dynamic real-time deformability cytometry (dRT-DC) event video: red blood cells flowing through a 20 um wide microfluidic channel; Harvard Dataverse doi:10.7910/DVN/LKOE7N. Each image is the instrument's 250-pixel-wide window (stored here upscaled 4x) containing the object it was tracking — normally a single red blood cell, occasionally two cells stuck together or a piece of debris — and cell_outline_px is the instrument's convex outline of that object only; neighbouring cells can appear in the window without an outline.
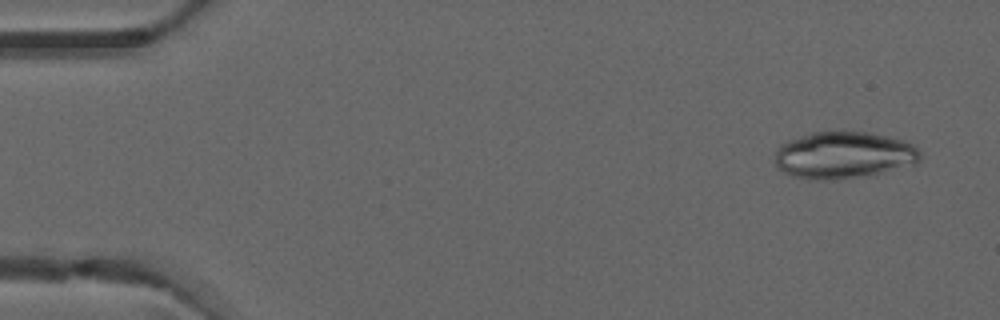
{"species": "common noctule bat (a hibernating species)", "species_latin": "Nyctalus noctula", "temperature_condition": "warm", "stored_images_in_passage": 6, "camera_frame_rate_fps": 3000, "um_per_image_px": 0.085, "animal": {"sex": "male", "forearm_length_mm": 52.5}, "frame": {"image": 1, "passage_image": 1, "time_ms": 0.0, "image_size_px": [1000, 320], "cell_outline_px": [[920, 160], [916, 164], [876, 176], [828, 180], [824, 180], [792, 176], [776, 168], [776, 152], [780, 144], [788, 140], [812, 132], [868, 132], [888, 136], [904, 140], [912, 144], [920, 152]], "centroid_in_image_um": [71.76, 13.21], "position_along_channel_um": 13.2, "area_um2": 40.23}}
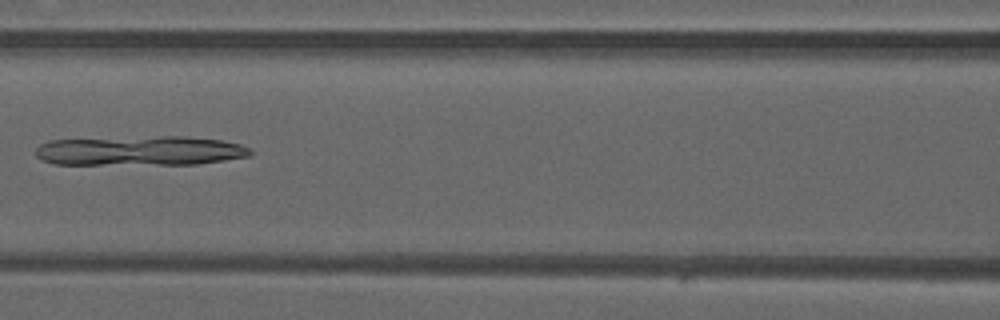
{"frame": {"image": 2, "passage_image": 5, "time_ms": 1.333, "image_size_px": [1000, 320], "cell_outline_px": [[252, 156], [196, 164], [56, 164], [40, 160], [36, 156], [36, 148], [40, 144], [48, 140], [160, 136], [184, 136], [220, 140], [240, 144], [252, 148]], "centroid_in_image_um": [11.92, 12.81], "position_along_channel_um": 154.7, "area_um2": 37.17}}
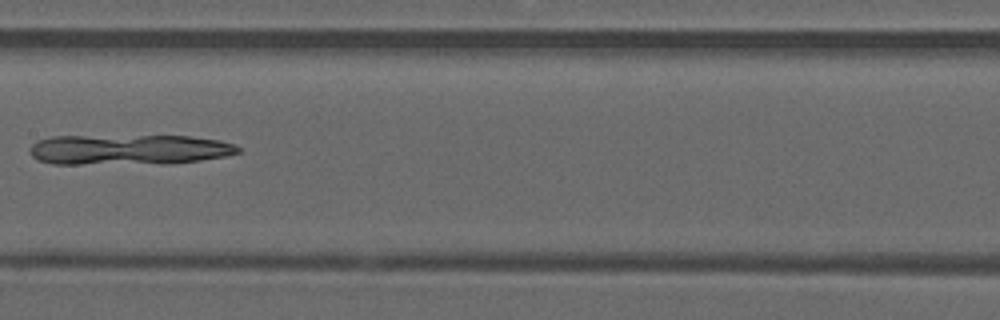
{"frame": {"image": 3, "passage_image": 6, "time_ms": 1.667, "image_size_px": [1000, 320], "cell_outline_px": [[240, 152], [224, 156], [200, 160], [172, 164], [52, 164], [36, 160], [28, 152], [28, 148], [36, 140], [52, 136], [192, 136], [220, 140], [236, 144], [240, 148]], "centroid_in_image_um": [10.92, 12.72], "position_along_channel_um": 196.5, "area_um2": 37.51}}